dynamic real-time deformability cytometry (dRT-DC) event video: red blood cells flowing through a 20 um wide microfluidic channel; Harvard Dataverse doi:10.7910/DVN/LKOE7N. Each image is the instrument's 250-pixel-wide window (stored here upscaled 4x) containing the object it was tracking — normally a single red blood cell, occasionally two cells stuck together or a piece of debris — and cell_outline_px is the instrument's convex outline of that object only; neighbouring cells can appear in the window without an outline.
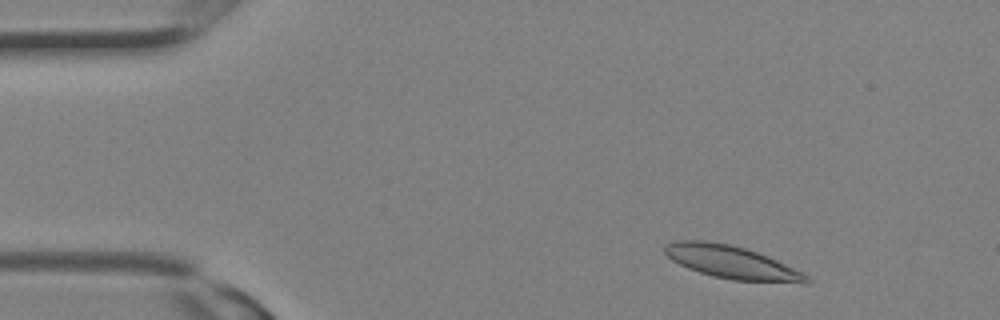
{"species": "Egyptian fruit bat (a non-hibernating species)", "species_latin": "Rousettus aegyptiacus", "temperature_condition": "room temperature", "stored_images_in_passage": 28, "camera_frame_rate_fps": 3000, "um_per_image_px": 0.085, "animal": {"sex": "female"}, "frame": {"image": 1, "passage_image": 3, "time_ms": 0.667, "image_size_px": [1000, 320], "cell_outline_px": [[812, 280], [808, 284], [804, 284], [732, 280], [712, 276], [688, 268], [672, 260], [664, 252], [664, 244], [676, 240], [704, 240], [728, 244], [744, 248], [756, 252], [776, 260], [804, 272]], "centroid_in_image_um": [62.23, 22.31], "position_along_channel_um": 22.8, "area_um2": 27.34}}
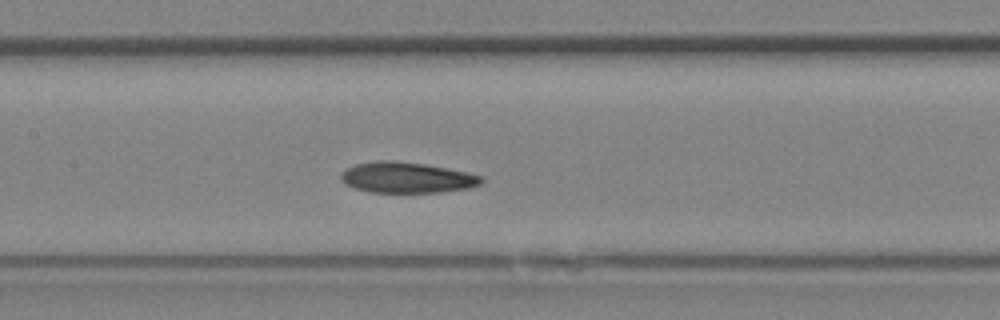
{"frame": {"image": 2, "passage_image": 13, "time_ms": 4.0, "image_size_px": [1000, 320], "cell_outline_px": [[484, 180], [480, 184], [468, 188], [440, 192], [368, 192], [344, 184], [340, 180], [340, 176], [348, 168], [356, 164], [376, 160], [392, 160], [424, 164], [484, 176]], "centroid_in_image_um": [34.56, 15.09], "position_along_channel_um": 172.8, "area_um2": 24.97}}
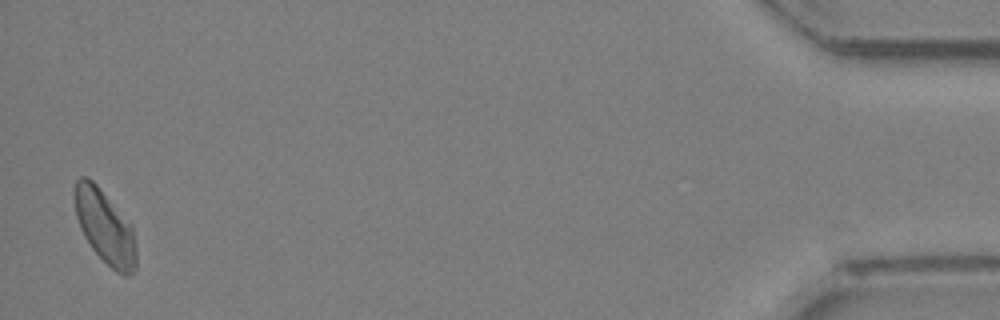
{"frame": {"image": 3, "passage_image": 28, "time_ms": 9.0, "image_size_px": [1000, 320], "cell_outline_px": [[136, 268], [128, 276], [124, 276], [116, 272], [92, 248], [84, 236], [80, 228], [76, 216], [72, 192], [76, 180], [80, 176], [88, 176], [96, 184], [132, 224], [136, 248]], "centroid_in_image_um": [8.9, 19.25], "position_along_channel_um": 426.3, "area_um2": 26.65}}